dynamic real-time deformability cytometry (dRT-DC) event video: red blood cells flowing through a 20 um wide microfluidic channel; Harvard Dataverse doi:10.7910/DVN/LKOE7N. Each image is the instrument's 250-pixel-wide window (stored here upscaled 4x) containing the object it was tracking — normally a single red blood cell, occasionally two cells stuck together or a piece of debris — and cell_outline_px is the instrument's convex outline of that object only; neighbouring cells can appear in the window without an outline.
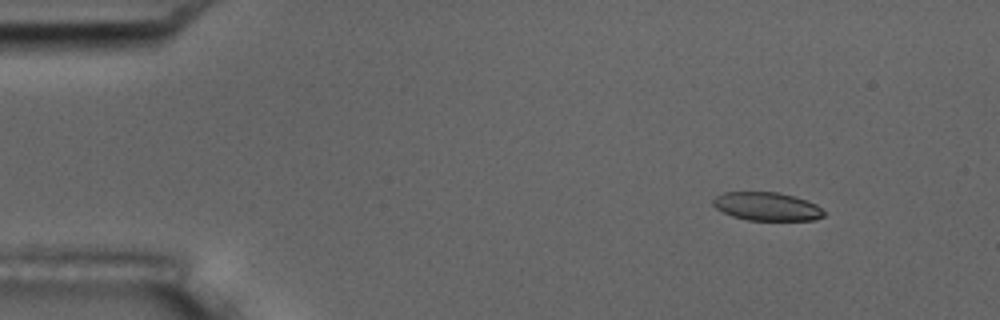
{"species": "common noctule bat (a hibernating species)", "species_latin": "Nyctalus noctula", "temperature_condition": "room temperature", "stored_images_in_passage": 3, "camera_frame_rate_fps": 3000, "um_per_image_px": 0.085, "animal": {"sex": "male", "body_mass_g": 17.5, "forearm_length_mm": 52.3}, "frame": {"image": 1, "passage_image": 1, "time_ms": 0.0, "image_size_px": [1000, 320], "cell_outline_px": [[828, 212], [824, 216], [816, 220], [748, 220], [732, 216], [716, 208], [712, 204], [712, 200], [716, 196], [724, 192], [776, 192], [796, 196], [816, 204]], "centroid_in_image_um": [65.23, 17.55], "position_along_channel_um": 19.8, "area_um2": 18.5}}
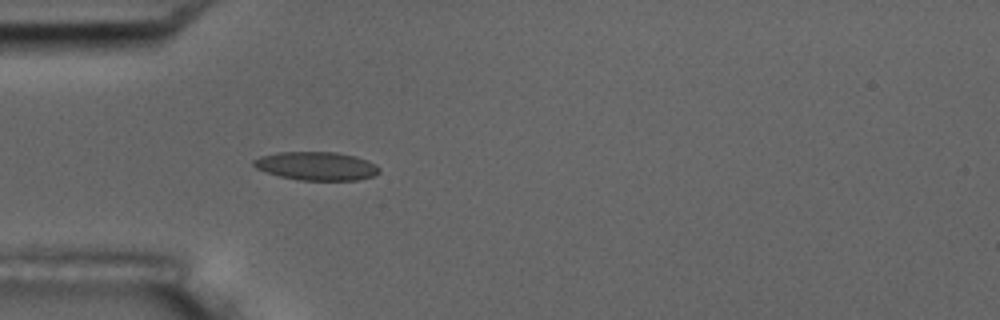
{"frame": {"image": 2, "passage_image": 3, "time_ms": 3.333, "image_size_px": [1000, 320], "cell_outline_px": [[380, 172], [372, 176], [356, 180], [300, 180], [280, 176], [256, 168], [252, 164], [252, 160], [260, 156], [280, 152], [336, 152], [356, 156], [368, 160], [376, 164], [380, 168]], "centroid_in_image_um": [26.92, 14.1], "position_along_channel_um": 58.1, "area_um2": 20.81}}